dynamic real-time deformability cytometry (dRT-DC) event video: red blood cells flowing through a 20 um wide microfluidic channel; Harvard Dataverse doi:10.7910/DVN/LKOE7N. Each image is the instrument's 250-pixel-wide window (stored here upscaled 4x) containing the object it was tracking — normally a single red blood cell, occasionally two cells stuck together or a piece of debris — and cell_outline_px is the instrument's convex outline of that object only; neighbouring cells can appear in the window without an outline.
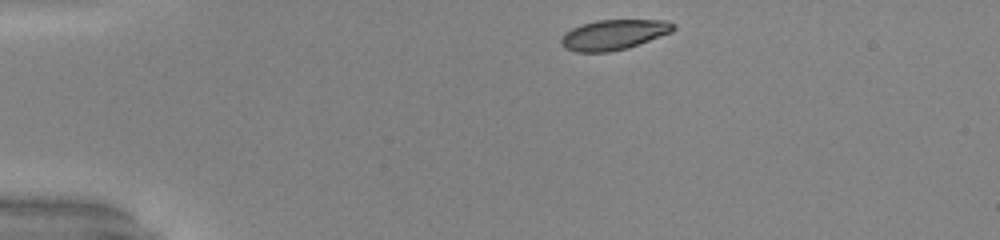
{"species": "common noctule bat (a hibernating species)", "species_latin": "Nyctalus noctula", "temperature_condition": "warm", "stored_images_in_passage": 34, "camera_frame_rate_fps": 3000, "um_per_image_px": 0.085, "animal": {"sex": "male", "body_mass_g": 20.0, "forearm_length_mm": 53.3}, "frame": {"image": 1, "passage_image": 1, "time_ms": 0.0, "image_size_px": [1000, 240], "cell_outline_px": [[676, 28], [672, 32], [628, 48], [608, 52], [576, 52], [564, 48], [560, 44], [560, 40], [564, 32], [572, 28], [596, 20], [668, 20], [676, 24]], "centroid_in_image_um": [52.17, 2.95], "position_along_channel_um": 32.8, "area_um2": 19.88}}
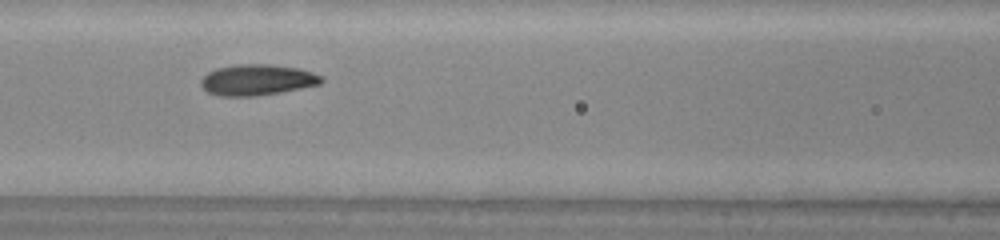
{"frame": {"image": 2, "passage_image": 14, "time_ms": 4.333, "image_size_px": [1000, 240], "cell_outline_px": [[324, 80], [320, 84], [280, 92], [256, 96], [220, 96], [208, 92], [200, 84], [200, 80], [208, 72], [216, 68], [236, 64], [268, 64], [296, 68], [312, 72], [320, 76]], "centroid_in_image_um": [21.82, 6.79], "position_along_channel_um": 144.8, "area_um2": 21.56}}
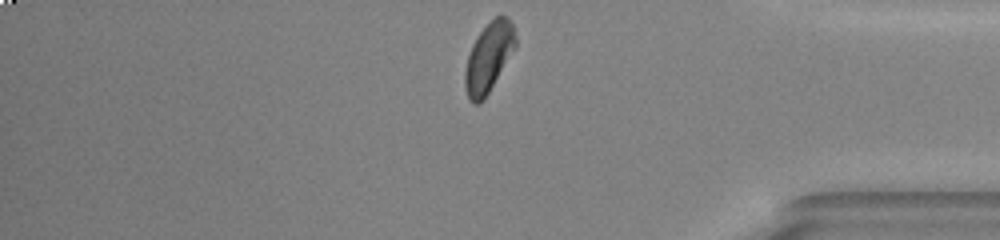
{"frame": {"image": 3, "passage_image": 34, "time_ms": 11.0, "image_size_px": [1000, 240], "cell_outline_px": [[516, 48], [484, 100], [480, 104], [472, 104], [468, 100], [464, 84], [464, 72], [468, 56], [472, 44], [476, 36], [500, 12], [508, 16], [512, 24], [516, 36]], "centroid_in_image_um": [41.54, 4.89], "position_along_channel_um": 393.7, "area_um2": 20.81}, "authors_computed_cell_mechanics": {"area_um2": 20.9236, "velocity_mm_per_s": 4.0477, "shape_relaxation_time_tau1_ms": 3.8052, "shape_relaxation_time_tau2_ms": 1.5288, "deformation_change_tau1": 0.1419, "deformation_change_tau2": 0.0631}}